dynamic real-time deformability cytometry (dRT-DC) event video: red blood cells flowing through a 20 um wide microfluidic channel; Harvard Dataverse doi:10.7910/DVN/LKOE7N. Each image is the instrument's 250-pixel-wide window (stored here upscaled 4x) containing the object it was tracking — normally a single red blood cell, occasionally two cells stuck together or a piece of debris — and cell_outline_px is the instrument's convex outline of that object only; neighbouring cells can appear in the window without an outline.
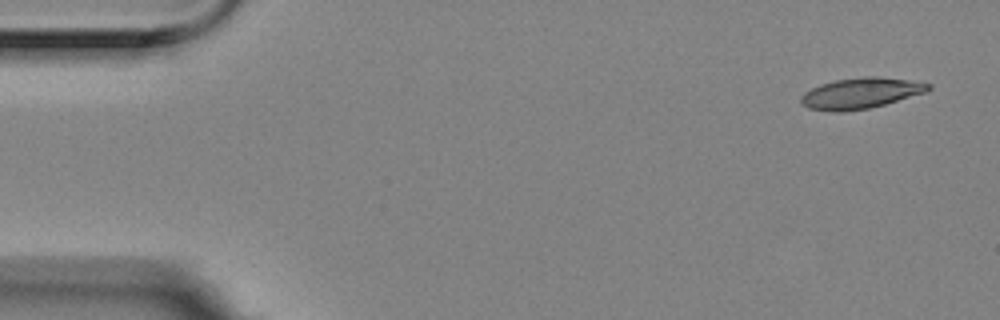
{"species": "Egyptian fruit bat (a non-hibernating species)", "species_latin": "Rousettus aegyptiacus", "temperature_condition": "room temperature", "stored_images_in_passage": 4, "camera_frame_rate_fps": 3000, "um_per_image_px": 0.085, "animal": {"sex": "female"}, "frame": {"image": 1, "passage_image": 1, "time_ms": 0.0, "image_size_px": [1000, 320], "cell_outline_px": [[932, 88], [924, 92], [884, 104], [868, 108], [844, 112], [832, 112], [808, 108], [800, 104], [800, 96], [804, 92], [820, 84], [836, 80], [868, 76], [876, 76], [908, 80], [932, 84]], "centroid_in_image_um": [73.1, 7.93], "position_along_channel_um": 11.9, "area_um2": 22.72}}